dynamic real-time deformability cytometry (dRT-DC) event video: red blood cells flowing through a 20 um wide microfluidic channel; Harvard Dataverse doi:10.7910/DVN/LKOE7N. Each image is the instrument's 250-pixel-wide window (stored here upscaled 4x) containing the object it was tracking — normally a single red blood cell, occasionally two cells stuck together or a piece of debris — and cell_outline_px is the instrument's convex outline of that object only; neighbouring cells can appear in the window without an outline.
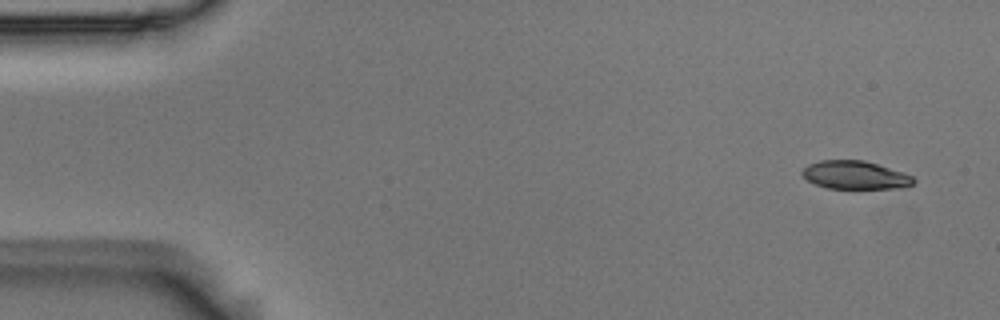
{"species": "Egyptian fruit bat (a non-hibernating species)", "species_latin": "Rousettus aegyptiacus", "temperature_condition": "room temperature", "stored_images_in_passage": 7, "camera_frame_rate_fps": 3000, "um_per_image_px": 0.085, "animal": {"sex": "male"}, "frame": {"image": 1, "passage_image": 1, "time_ms": 0.0, "image_size_px": [1000, 320], "cell_outline_px": [[916, 180], [912, 184], [904, 188], [828, 188], [816, 184], [808, 180], [800, 172], [808, 164], [820, 160], [864, 160], [912, 176]], "centroid_in_image_um": [72.66, 14.88], "position_along_channel_um": 12.3, "area_um2": 18.03}}
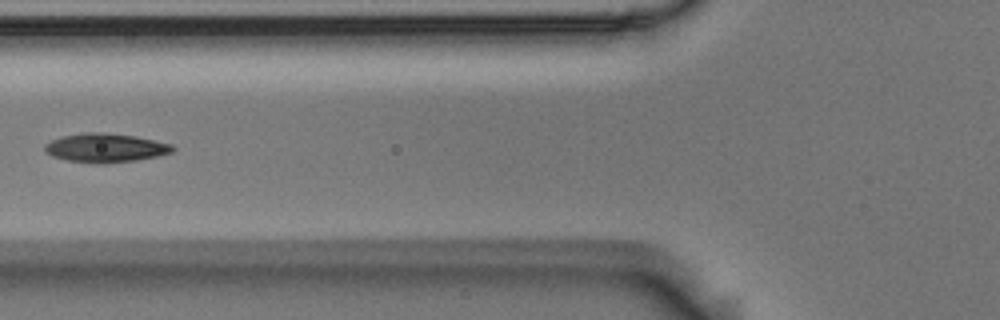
{"frame": {"image": 2, "passage_image": 6, "time_ms": 1.667, "image_size_px": [1000, 320], "cell_outline_px": [[176, 148], [172, 152], [156, 156], [136, 160], [104, 164], [96, 164], [68, 160], [52, 156], [44, 152], [44, 144], [52, 140], [64, 136], [84, 132], [100, 132], [136, 136], [172, 144]], "centroid_in_image_um": [8.96, 12.57], "position_along_channel_um": 116.8, "area_um2": 21.56}}
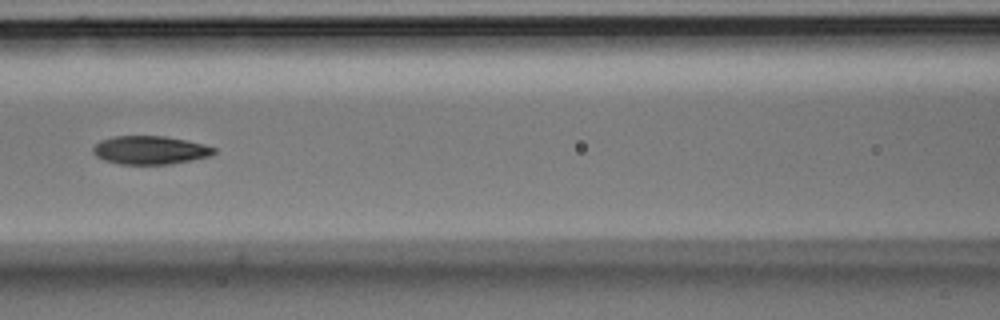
{"frame": {"image": 3, "passage_image": 7, "time_ms": 2.0, "image_size_px": [1000, 320], "cell_outline_px": [[216, 152], [212, 156], [172, 164], [120, 164], [104, 160], [96, 156], [92, 152], [92, 148], [100, 140], [112, 136], [164, 136], [188, 140], [204, 144], [216, 148]], "centroid_in_image_um": [12.78, 12.76], "position_along_channel_um": 153.8, "area_um2": 20.23}}